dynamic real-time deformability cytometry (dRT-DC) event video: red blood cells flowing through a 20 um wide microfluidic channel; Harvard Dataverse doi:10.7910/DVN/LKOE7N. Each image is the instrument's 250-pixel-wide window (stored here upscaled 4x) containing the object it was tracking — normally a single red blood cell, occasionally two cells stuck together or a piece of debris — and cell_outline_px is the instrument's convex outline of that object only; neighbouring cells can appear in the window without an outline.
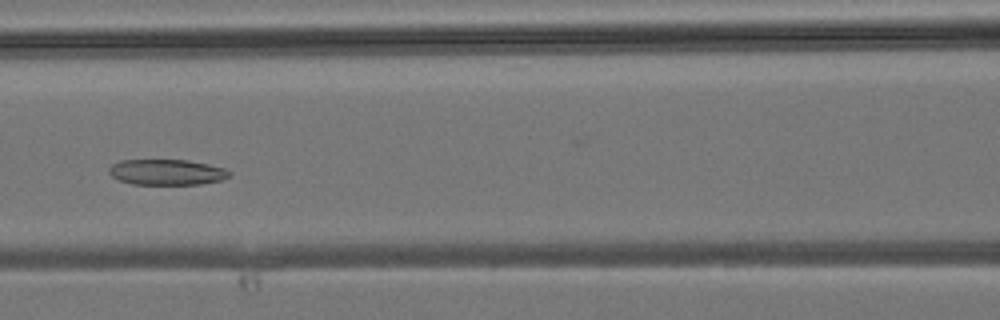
{"species": "common noctule bat (a hibernating species)", "species_latin": "Nyctalus noctula", "temperature_condition": "room temperature", "stored_images_in_passage": 42, "camera_frame_rate_fps": 3000, "um_per_image_px": 0.085, "animal": {"sex": "male", "body_mass_g": 19.2, "forearm_length_mm": 51.8}, "frame": {"image": 1, "passage_image": 18, "time_ms": 5.667, "image_size_px": [1000, 320], "cell_outline_px": [[232, 176], [220, 180], [200, 184], [132, 184], [116, 180], [108, 172], [108, 168], [112, 164], [120, 160], [188, 160], [208, 164], [224, 168], [232, 172]], "centroid_in_image_um": [14.16, 14.63], "position_along_channel_um": 152.4, "area_um2": 18.15}}
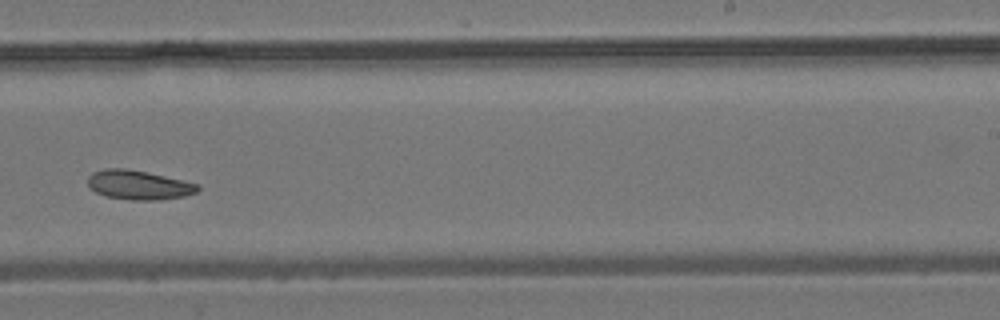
{"frame": {"image": 2, "passage_image": 26, "time_ms": 8.333, "image_size_px": [1000, 320], "cell_outline_px": [[200, 188], [196, 192], [184, 196], [160, 200], [132, 200], [104, 196], [96, 192], [88, 184], [88, 176], [92, 172], [104, 168], [128, 168], [200, 184]], "centroid_in_image_um": [11.78, 15.72], "position_along_channel_um": 277.2, "area_um2": 18.79}}
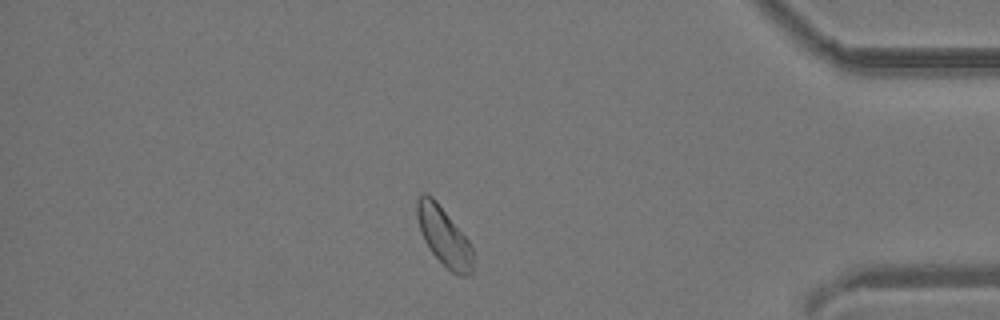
{"frame": {"image": 3, "passage_image": 36, "time_ms": 11.667, "image_size_px": [1000, 320], "cell_outline_px": [[472, 272], [468, 276], [460, 276], [452, 272], [432, 252], [424, 240], [420, 232], [416, 216], [416, 200], [424, 192], [432, 196], [436, 200], [468, 240], [472, 248]], "centroid_in_image_um": [37.71, 20.07], "position_along_channel_um": 397.5, "area_um2": 18.9}}